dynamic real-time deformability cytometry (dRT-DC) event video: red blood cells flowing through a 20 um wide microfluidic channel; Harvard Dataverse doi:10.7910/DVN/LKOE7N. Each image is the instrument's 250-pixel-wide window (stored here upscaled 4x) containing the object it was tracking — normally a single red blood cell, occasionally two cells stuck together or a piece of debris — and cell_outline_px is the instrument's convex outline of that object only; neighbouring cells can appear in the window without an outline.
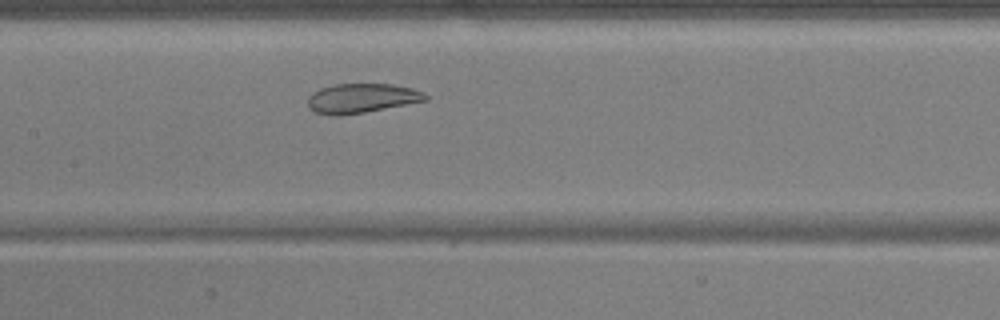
{"species": "common noctule bat (a hibernating species)", "species_latin": "Nyctalus noctula", "temperature_condition": "warm", "stored_images_in_passage": 38, "camera_frame_rate_fps": 3000, "um_per_image_px": 0.085, "animal": {"sex": "male", "body_mass_g": 17.9, "forearm_length_mm": 54.2}, "frame": {"image": 1, "passage_image": 10, "time_ms": 3.0, "image_size_px": [1000, 320], "cell_outline_px": [[428, 100], [364, 112], [340, 116], [332, 116], [316, 112], [308, 104], [308, 96], [312, 92], [320, 88], [336, 84], [392, 84], [412, 88], [424, 92], [428, 96]], "centroid_in_image_um": [30.74, 8.34], "position_along_channel_um": 176.7, "area_um2": 20.11}}
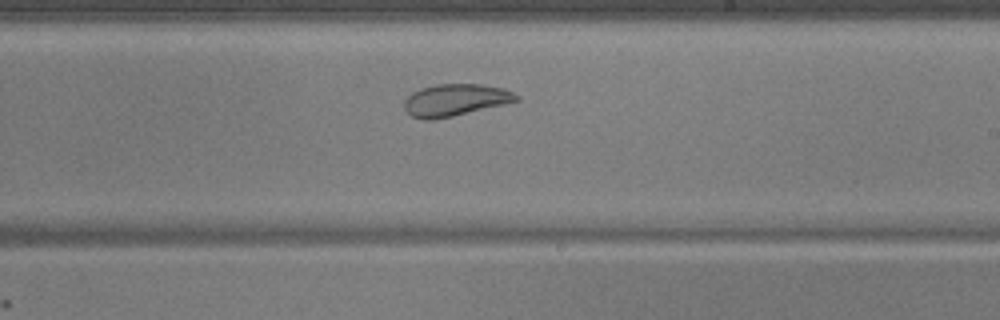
{"frame": {"image": 2, "passage_image": 16, "time_ms": 5.0, "image_size_px": [1000, 320], "cell_outline_px": [[520, 100], [504, 104], [452, 116], [432, 120], [424, 120], [412, 116], [404, 108], [404, 100], [412, 92], [420, 88], [436, 84], [484, 84], [504, 88], [520, 96]], "centroid_in_image_um": [38.69, 8.49], "position_along_channel_um": 250.3, "area_um2": 20.92}}
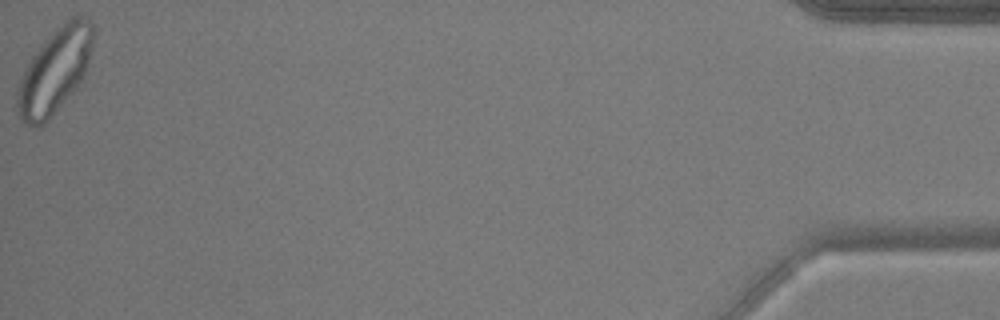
{"frame": {"image": 3, "passage_image": 38, "time_ms": 12.333, "image_size_px": [1000, 320], "cell_outline_px": [[92, 44], [88, 64], [80, 80], [48, 120], [44, 124], [36, 128], [32, 128], [20, 120], [16, 108], [16, 92], [24, 68], [40, 44], [56, 28], [72, 16], [80, 16], [88, 20], [92, 24]], "centroid_in_image_um": [4.58, 6.05], "position_along_channel_um": 430.6, "area_um2": 36.99}, "authors_computed_cell_mechanics": {"area_um2": 23.6402, "velocity_mm_per_s": 3.6983, "shape_relaxation_time_tau1_ms": null, "shape_relaxation_time_tau2_ms": 1.0671, "deformation_change_tau1": null, "deformation_change_tau2": 0.05}}